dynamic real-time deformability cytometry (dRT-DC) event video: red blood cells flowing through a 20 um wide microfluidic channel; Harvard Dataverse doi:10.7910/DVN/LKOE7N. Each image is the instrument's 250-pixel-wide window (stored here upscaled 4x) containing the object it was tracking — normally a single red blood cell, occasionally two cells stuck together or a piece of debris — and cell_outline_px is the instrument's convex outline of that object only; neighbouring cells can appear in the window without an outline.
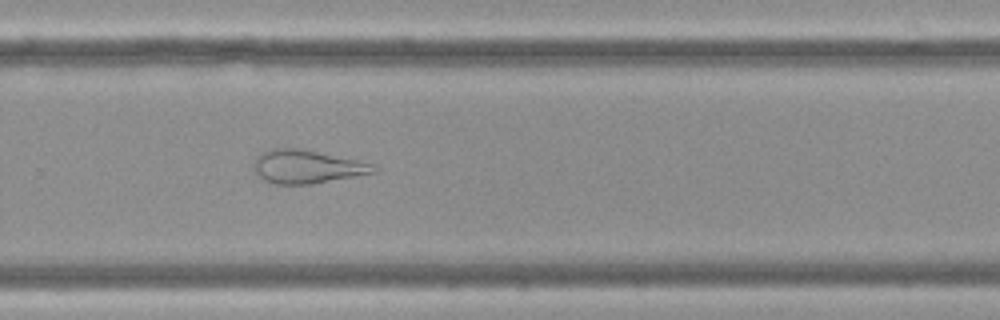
{"species": "Egyptian fruit bat (a non-hibernating species)", "species_latin": "Rousettus aegyptiacus", "temperature_condition": "cold", "stored_images_in_passage": 9, "camera_frame_rate_fps": 3000, "um_per_image_px": 0.085, "frame": {"image": 1, "passage_image": 9, "time_ms": 2.667, "image_size_px": [1000, 320], "cell_outline_px": [[380, 168], [376, 172], [312, 184], [276, 184], [260, 180], [256, 176], [256, 156], [260, 152], [272, 148], [304, 148], [376, 164]], "centroid_in_image_um": [26.11, 14.16], "position_along_channel_um": 303.7, "area_um2": 23.64}}